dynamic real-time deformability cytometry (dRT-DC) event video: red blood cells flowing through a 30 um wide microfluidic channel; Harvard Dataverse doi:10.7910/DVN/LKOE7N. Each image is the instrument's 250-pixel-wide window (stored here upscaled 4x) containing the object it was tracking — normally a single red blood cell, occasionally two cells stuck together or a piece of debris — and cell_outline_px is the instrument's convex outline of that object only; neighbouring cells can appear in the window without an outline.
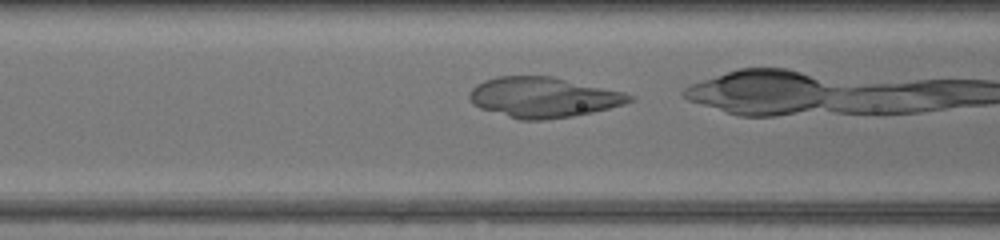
{"species": "common noctule bat (a hibernating species)", "species_latin": "Nyctalus noctula", "temperature_condition": "warm", "stored_images_in_passage": 6, "camera_frame_rate_fps": 3000, "um_per_image_px": 0.085, "animal": {"sex": "female", "body_mass_g": 17.0, "forearm_length_mm": 48.0}, "frame": {"image": 1, "passage_image": 4, "time_ms": 1.0, "image_size_px": [1000, 240], "cell_outline_px": [[636, 100], [624, 104], [592, 112], [572, 116], [544, 120], [520, 120], [480, 108], [472, 104], [468, 96], [472, 88], [476, 84], [484, 80], [496, 76], [552, 76], [624, 92], [636, 96]], "centroid_in_image_um": [46.18, 8.27], "position_along_channel_um": 120.4, "area_um2": 37.69}}